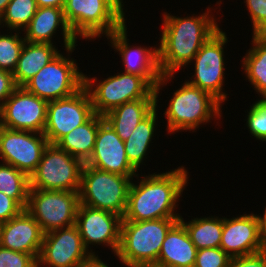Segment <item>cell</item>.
<instances>
[{"instance_id": "24", "label": "cell", "mask_w": 266, "mask_h": 267, "mask_svg": "<svg viewBox=\"0 0 266 267\" xmlns=\"http://www.w3.org/2000/svg\"><path fill=\"white\" fill-rule=\"evenodd\" d=\"M156 99H138L126 102L104 115V119L111 125L117 135L127 140L134 129L154 108Z\"/></svg>"}, {"instance_id": "28", "label": "cell", "mask_w": 266, "mask_h": 267, "mask_svg": "<svg viewBox=\"0 0 266 267\" xmlns=\"http://www.w3.org/2000/svg\"><path fill=\"white\" fill-rule=\"evenodd\" d=\"M179 221L186 228L192 243L197 250L204 248L220 247L223 231V217L213 216L204 218H195L190 222H185L182 216Z\"/></svg>"}, {"instance_id": "18", "label": "cell", "mask_w": 266, "mask_h": 267, "mask_svg": "<svg viewBox=\"0 0 266 267\" xmlns=\"http://www.w3.org/2000/svg\"><path fill=\"white\" fill-rule=\"evenodd\" d=\"M220 248L230 257L246 256L266 249L261 236L259 215L223 217Z\"/></svg>"}, {"instance_id": "12", "label": "cell", "mask_w": 266, "mask_h": 267, "mask_svg": "<svg viewBox=\"0 0 266 267\" xmlns=\"http://www.w3.org/2000/svg\"><path fill=\"white\" fill-rule=\"evenodd\" d=\"M126 23L111 35L112 47L119 52L124 65V73L134 74L146 78L154 87L156 103L161 87L174 77V74L162 75L159 67V52L157 47H131L127 39Z\"/></svg>"}, {"instance_id": "6", "label": "cell", "mask_w": 266, "mask_h": 267, "mask_svg": "<svg viewBox=\"0 0 266 267\" xmlns=\"http://www.w3.org/2000/svg\"><path fill=\"white\" fill-rule=\"evenodd\" d=\"M133 177L103 171L84 163L79 190L80 204L123 217Z\"/></svg>"}, {"instance_id": "9", "label": "cell", "mask_w": 266, "mask_h": 267, "mask_svg": "<svg viewBox=\"0 0 266 267\" xmlns=\"http://www.w3.org/2000/svg\"><path fill=\"white\" fill-rule=\"evenodd\" d=\"M63 11L76 38L107 37L126 23L103 0H67Z\"/></svg>"}, {"instance_id": "44", "label": "cell", "mask_w": 266, "mask_h": 267, "mask_svg": "<svg viewBox=\"0 0 266 267\" xmlns=\"http://www.w3.org/2000/svg\"><path fill=\"white\" fill-rule=\"evenodd\" d=\"M3 222L0 221V242H1V234H2V227H3Z\"/></svg>"}, {"instance_id": "5", "label": "cell", "mask_w": 266, "mask_h": 267, "mask_svg": "<svg viewBox=\"0 0 266 267\" xmlns=\"http://www.w3.org/2000/svg\"><path fill=\"white\" fill-rule=\"evenodd\" d=\"M95 82L96 77L90 78L84 74V87L90 95L93 111L100 116L126 102L156 99L155 87L146 78L138 75L123 72L99 83Z\"/></svg>"}, {"instance_id": "21", "label": "cell", "mask_w": 266, "mask_h": 267, "mask_svg": "<svg viewBox=\"0 0 266 267\" xmlns=\"http://www.w3.org/2000/svg\"><path fill=\"white\" fill-rule=\"evenodd\" d=\"M57 28H62L63 47L70 55L77 46V38L65 20L63 8L38 7L29 25L22 31L26 34L23 36L27 42L53 45L52 37L55 35L54 33H56Z\"/></svg>"}, {"instance_id": "27", "label": "cell", "mask_w": 266, "mask_h": 267, "mask_svg": "<svg viewBox=\"0 0 266 267\" xmlns=\"http://www.w3.org/2000/svg\"><path fill=\"white\" fill-rule=\"evenodd\" d=\"M157 115L156 103V107L140 121L131 136L124 141L128 161L136 171L143 164L144 158H147L146 152H148L154 131H156Z\"/></svg>"}, {"instance_id": "3", "label": "cell", "mask_w": 266, "mask_h": 267, "mask_svg": "<svg viewBox=\"0 0 266 267\" xmlns=\"http://www.w3.org/2000/svg\"><path fill=\"white\" fill-rule=\"evenodd\" d=\"M179 219L122 220L118 260L127 267L154 266L167 233Z\"/></svg>"}, {"instance_id": "31", "label": "cell", "mask_w": 266, "mask_h": 267, "mask_svg": "<svg viewBox=\"0 0 266 267\" xmlns=\"http://www.w3.org/2000/svg\"><path fill=\"white\" fill-rule=\"evenodd\" d=\"M17 32V33H16ZM1 33V32H0ZM18 30L12 34H0V69L13 73L25 43V39L19 36Z\"/></svg>"}, {"instance_id": "43", "label": "cell", "mask_w": 266, "mask_h": 267, "mask_svg": "<svg viewBox=\"0 0 266 267\" xmlns=\"http://www.w3.org/2000/svg\"><path fill=\"white\" fill-rule=\"evenodd\" d=\"M11 0H0V18Z\"/></svg>"}, {"instance_id": "39", "label": "cell", "mask_w": 266, "mask_h": 267, "mask_svg": "<svg viewBox=\"0 0 266 267\" xmlns=\"http://www.w3.org/2000/svg\"><path fill=\"white\" fill-rule=\"evenodd\" d=\"M124 22L125 13L123 11L124 4L122 0H103Z\"/></svg>"}, {"instance_id": "15", "label": "cell", "mask_w": 266, "mask_h": 267, "mask_svg": "<svg viewBox=\"0 0 266 267\" xmlns=\"http://www.w3.org/2000/svg\"><path fill=\"white\" fill-rule=\"evenodd\" d=\"M91 255L82 241L76 225L59 228L44 233L41 251L38 257V267H78Z\"/></svg>"}, {"instance_id": "1", "label": "cell", "mask_w": 266, "mask_h": 267, "mask_svg": "<svg viewBox=\"0 0 266 267\" xmlns=\"http://www.w3.org/2000/svg\"><path fill=\"white\" fill-rule=\"evenodd\" d=\"M208 11L199 16L176 17L163 14L159 52L162 75L174 74L193 60L201 46L220 28Z\"/></svg>"}, {"instance_id": "41", "label": "cell", "mask_w": 266, "mask_h": 267, "mask_svg": "<svg viewBox=\"0 0 266 267\" xmlns=\"http://www.w3.org/2000/svg\"><path fill=\"white\" fill-rule=\"evenodd\" d=\"M38 7H57L64 8V0H36Z\"/></svg>"}, {"instance_id": "40", "label": "cell", "mask_w": 266, "mask_h": 267, "mask_svg": "<svg viewBox=\"0 0 266 267\" xmlns=\"http://www.w3.org/2000/svg\"><path fill=\"white\" fill-rule=\"evenodd\" d=\"M78 267H108V264L99 259L98 255H91L85 262Z\"/></svg>"}, {"instance_id": "34", "label": "cell", "mask_w": 266, "mask_h": 267, "mask_svg": "<svg viewBox=\"0 0 266 267\" xmlns=\"http://www.w3.org/2000/svg\"><path fill=\"white\" fill-rule=\"evenodd\" d=\"M0 267H38V261L31 254L16 252L0 245Z\"/></svg>"}, {"instance_id": "2", "label": "cell", "mask_w": 266, "mask_h": 267, "mask_svg": "<svg viewBox=\"0 0 266 267\" xmlns=\"http://www.w3.org/2000/svg\"><path fill=\"white\" fill-rule=\"evenodd\" d=\"M188 175L181 166L165 173L144 175L138 185L132 181L122 220L180 218L174 210L188 183Z\"/></svg>"}, {"instance_id": "26", "label": "cell", "mask_w": 266, "mask_h": 267, "mask_svg": "<svg viewBox=\"0 0 266 267\" xmlns=\"http://www.w3.org/2000/svg\"><path fill=\"white\" fill-rule=\"evenodd\" d=\"M252 47L243 57V70L253 89L266 99V34H253Z\"/></svg>"}, {"instance_id": "7", "label": "cell", "mask_w": 266, "mask_h": 267, "mask_svg": "<svg viewBox=\"0 0 266 267\" xmlns=\"http://www.w3.org/2000/svg\"><path fill=\"white\" fill-rule=\"evenodd\" d=\"M84 163L57 145L48 144L35 172L30 189L79 191Z\"/></svg>"}, {"instance_id": "13", "label": "cell", "mask_w": 266, "mask_h": 267, "mask_svg": "<svg viewBox=\"0 0 266 267\" xmlns=\"http://www.w3.org/2000/svg\"><path fill=\"white\" fill-rule=\"evenodd\" d=\"M93 114L90 95L83 86L72 96L48 102L43 134L49 144L56 145L66 134L84 124Z\"/></svg>"}, {"instance_id": "30", "label": "cell", "mask_w": 266, "mask_h": 267, "mask_svg": "<svg viewBox=\"0 0 266 267\" xmlns=\"http://www.w3.org/2000/svg\"><path fill=\"white\" fill-rule=\"evenodd\" d=\"M36 0H11L0 18V26L13 30H24L37 11ZM20 29V30H19Z\"/></svg>"}, {"instance_id": "33", "label": "cell", "mask_w": 266, "mask_h": 267, "mask_svg": "<svg viewBox=\"0 0 266 267\" xmlns=\"http://www.w3.org/2000/svg\"><path fill=\"white\" fill-rule=\"evenodd\" d=\"M231 257L220 247L197 250L194 267H228Z\"/></svg>"}, {"instance_id": "42", "label": "cell", "mask_w": 266, "mask_h": 267, "mask_svg": "<svg viewBox=\"0 0 266 267\" xmlns=\"http://www.w3.org/2000/svg\"><path fill=\"white\" fill-rule=\"evenodd\" d=\"M260 220V229H261V236L263 239V243L266 247V207L263 216H259Z\"/></svg>"}, {"instance_id": "25", "label": "cell", "mask_w": 266, "mask_h": 267, "mask_svg": "<svg viewBox=\"0 0 266 267\" xmlns=\"http://www.w3.org/2000/svg\"><path fill=\"white\" fill-rule=\"evenodd\" d=\"M103 120L104 116L94 113L84 124L74 128L56 145L86 163L94 151L99 124Z\"/></svg>"}, {"instance_id": "11", "label": "cell", "mask_w": 266, "mask_h": 267, "mask_svg": "<svg viewBox=\"0 0 266 267\" xmlns=\"http://www.w3.org/2000/svg\"><path fill=\"white\" fill-rule=\"evenodd\" d=\"M227 35L219 29L199 49L194 56V75L189 84L208 92L221 104L226 101L227 94L223 92L224 81V45L228 43Z\"/></svg>"}, {"instance_id": "35", "label": "cell", "mask_w": 266, "mask_h": 267, "mask_svg": "<svg viewBox=\"0 0 266 267\" xmlns=\"http://www.w3.org/2000/svg\"><path fill=\"white\" fill-rule=\"evenodd\" d=\"M253 23V34H266V0H245Z\"/></svg>"}, {"instance_id": "22", "label": "cell", "mask_w": 266, "mask_h": 267, "mask_svg": "<svg viewBox=\"0 0 266 267\" xmlns=\"http://www.w3.org/2000/svg\"><path fill=\"white\" fill-rule=\"evenodd\" d=\"M196 253L186 228L178 221L167 233L153 267H194Z\"/></svg>"}, {"instance_id": "36", "label": "cell", "mask_w": 266, "mask_h": 267, "mask_svg": "<svg viewBox=\"0 0 266 267\" xmlns=\"http://www.w3.org/2000/svg\"><path fill=\"white\" fill-rule=\"evenodd\" d=\"M228 267H266V249L251 255L231 257Z\"/></svg>"}, {"instance_id": "23", "label": "cell", "mask_w": 266, "mask_h": 267, "mask_svg": "<svg viewBox=\"0 0 266 267\" xmlns=\"http://www.w3.org/2000/svg\"><path fill=\"white\" fill-rule=\"evenodd\" d=\"M57 50L52 44L25 41L17 67L13 72L16 86L22 87L44 66L54 60L60 54Z\"/></svg>"}, {"instance_id": "17", "label": "cell", "mask_w": 266, "mask_h": 267, "mask_svg": "<svg viewBox=\"0 0 266 267\" xmlns=\"http://www.w3.org/2000/svg\"><path fill=\"white\" fill-rule=\"evenodd\" d=\"M122 217L110 211L79 204L75 225L85 248L89 245L105 244L116 255L120 246Z\"/></svg>"}, {"instance_id": "14", "label": "cell", "mask_w": 266, "mask_h": 267, "mask_svg": "<svg viewBox=\"0 0 266 267\" xmlns=\"http://www.w3.org/2000/svg\"><path fill=\"white\" fill-rule=\"evenodd\" d=\"M48 144L43 133L11 130L0 126V159L29 178L35 172Z\"/></svg>"}, {"instance_id": "37", "label": "cell", "mask_w": 266, "mask_h": 267, "mask_svg": "<svg viewBox=\"0 0 266 267\" xmlns=\"http://www.w3.org/2000/svg\"><path fill=\"white\" fill-rule=\"evenodd\" d=\"M23 208L13 199L0 191V221L5 223L17 216Z\"/></svg>"}, {"instance_id": "8", "label": "cell", "mask_w": 266, "mask_h": 267, "mask_svg": "<svg viewBox=\"0 0 266 267\" xmlns=\"http://www.w3.org/2000/svg\"><path fill=\"white\" fill-rule=\"evenodd\" d=\"M69 57L60 53L22 87L48 102L72 96L84 86V74Z\"/></svg>"}, {"instance_id": "4", "label": "cell", "mask_w": 266, "mask_h": 267, "mask_svg": "<svg viewBox=\"0 0 266 267\" xmlns=\"http://www.w3.org/2000/svg\"><path fill=\"white\" fill-rule=\"evenodd\" d=\"M221 103L211 94L185 82L177 89L166 108L167 130L194 132L200 125L221 117Z\"/></svg>"}, {"instance_id": "10", "label": "cell", "mask_w": 266, "mask_h": 267, "mask_svg": "<svg viewBox=\"0 0 266 267\" xmlns=\"http://www.w3.org/2000/svg\"><path fill=\"white\" fill-rule=\"evenodd\" d=\"M79 204V191L30 189L26 210L47 233L74 225Z\"/></svg>"}, {"instance_id": "16", "label": "cell", "mask_w": 266, "mask_h": 267, "mask_svg": "<svg viewBox=\"0 0 266 267\" xmlns=\"http://www.w3.org/2000/svg\"><path fill=\"white\" fill-rule=\"evenodd\" d=\"M48 101L17 87L0 107V126L11 130L43 133Z\"/></svg>"}, {"instance_id": "32", "label": "cell", "mask_w": 266, "mask_h": 267, "mask_svg": "<svg viewBox=\"0 0 266 267\" xmlns=\"http://www.w3.org/2000/svg\"><path fill=\"white\" fill-rule=\"evenodd\" d=\"M247 114V127L257 140L266 142V99L256 101Z\"/></svg>"}, {"instance_id": "29", "label": "cell", "mask_w": 266, "mask_h": 267, "mask_svg": "<svg viewBox=\"0 0 266 267\" xmlns=\"http://www.w3.org/2000/svg\"><path fill=\"white\" fill-rule=\"evenodd\" d=\"M30 190L29 177L11 166L0 164V191L13 198L23 209L27 208Z\"/></svg>"}, {"instance_id": "19", "label": "cell", "mask_w": 266, "mask_h": 267, "mask_svg": "<svg viewBox=\"0 0 266 267\" xmlns=\"http://www.w3.org/2000/svg\"><path fill=\"white\" fill-rule=\"evenodd\" d=\"M85 164L122 176H136L138 179V171L128 161L124 141L105 119L99 124L94 151Z\"/></svg>"}, {"instance_id": "38", "label": "cell", "mask_w": 266, "mask_h": 267, "mask_svg": "<svg viewBox=\"0 0 266 267\" xmlns=\"http://www.w3.org/2000/svg\"><path fill=\"white\" fill-rule=\"evenodd\" d=\"M16 88L13 73L0 69V107Z\"/></svg>"}, {"instance_id": "20", "label": "cell", "mask_w": 266, "mask_h": 267, "mask_svg": "<svg viewBox=\"0 0 266 267\" xmlns=\"http://www.w3.org/2000/svg\"><path fill=\"white\" fill-rule=\"evenodd\" d=\"M43 238L44 232L39 223L23 209L3 224L0 245L16 252L31 254L38 260Z\"/></svg>"}]
</instances>
